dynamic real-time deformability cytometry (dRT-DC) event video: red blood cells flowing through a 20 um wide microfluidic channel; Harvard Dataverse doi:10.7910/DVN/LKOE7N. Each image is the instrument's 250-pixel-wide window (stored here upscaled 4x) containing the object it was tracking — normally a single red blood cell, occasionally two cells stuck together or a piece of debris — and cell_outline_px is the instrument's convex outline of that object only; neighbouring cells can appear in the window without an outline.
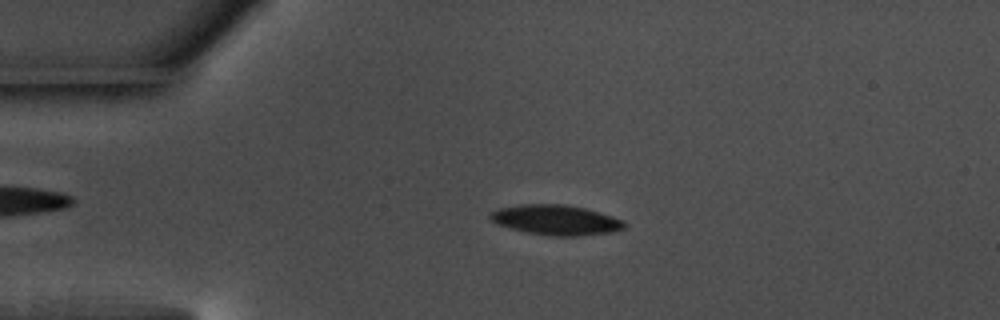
{"species": "common noctule bat (a hibernating species)", "species_latin": "Nyctalus noctula", "temperature_condition": "warm", "stored_images_in_passage": 45, "camera_frame_rate_fps": 3000, "um_per_image_px": 0.085, "animal": {"sex": "male", "body_mass_g": 17.5, "forearm_length_mm": 52.3}, "frame": {"image": 1, "passage_image": 2, "time_ms": 0.333, "image_size_px": [1000, 320], "cell_outline_px": [[628, 224], [624, 228], [612, 232], [576, 236], [552, 236], [528, 232], [512, 228], [500, 224], [492, 220], [488, 216], [492, 212], [500, 208], [520, 204], [564, 204], [584, 208], [600, 212], [624, 220]], "centroid_in_image_um": [47.32, 18.69], "position_along_channel_um": 37.7, "area_um2": 23.29}}
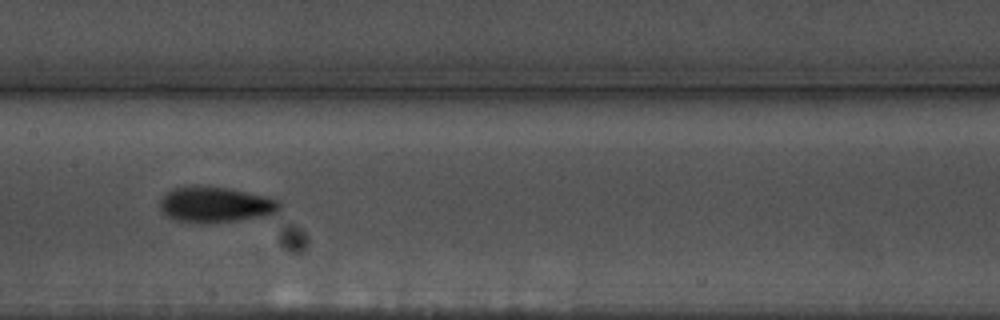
{"frame": {"image": 2, "passage_image": 17, "time_ms": 5.333, "image_size_px": [1000, 320], "cell_outline_px": [[284, 204], [280, 212], [240, 220], [204, 224], [176, 220], [168, 216], [160, 208], [160, 200], [168, 192], [176, 188], [228, 188], [264, 196], [280, 200]], "centroid_in_image_um": [18.4, 17.44], "position_along_channel_um": 189.0, "area_um2": 24.33}}
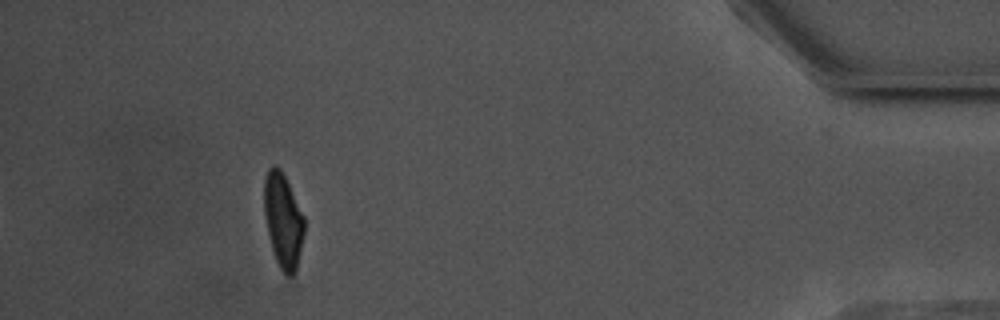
{"frame": {"image": 3, "passage_image": 40, "time_ms": 13.0, "image_size_px": [1000, 320], "cell_outline_px": [[304, 232], [296, 272], [292, 276], [288, 276], [280, 268], [276, 260], [272, 248], [268, 232], [264, 212], [264, 180], [268, 168], [272, 164], [276, 164], [280, 168], [304, 216]], "centroid_in_image_um": [24.06, 18.72], "position_along_channel_um": 411.1, "area_um2": 21.85}, "authors_computed_cell_mechanics": {"area_um2": 22.831, "velocity_mm_per_s": 3.6827, "shape_relaxation_time_tau1_ms": 2.6862, "shape_relaxation_time_tau2_ms": 3.1173, "deformation_change_tau1": 0.1345, "deformation_change_tau2": 0.0776}}